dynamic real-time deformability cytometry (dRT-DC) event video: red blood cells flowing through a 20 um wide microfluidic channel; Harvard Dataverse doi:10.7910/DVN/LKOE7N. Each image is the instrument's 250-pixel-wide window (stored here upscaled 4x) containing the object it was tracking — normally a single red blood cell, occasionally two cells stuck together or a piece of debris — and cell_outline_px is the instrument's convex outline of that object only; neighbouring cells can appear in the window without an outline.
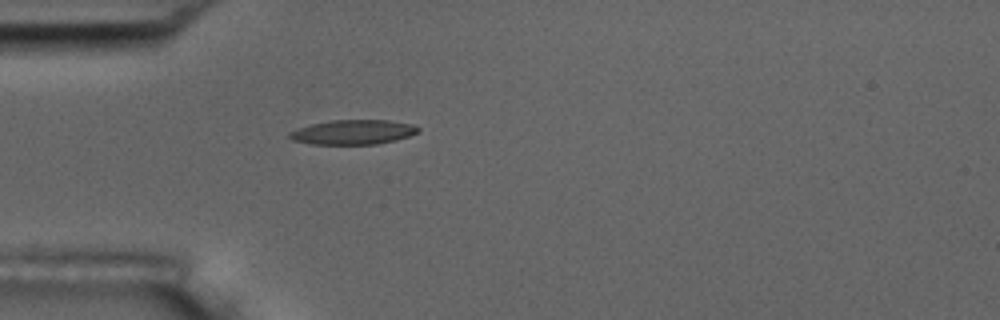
{"species": "common noctule bat (a hibernating species)", "species_latin": "Nyctalus noctula", "temperature_condition": "room temperature", "stored_images_in_passage": 1, "camera_frame_rate_fps": 3000, "um_per_image_px": 0.085, "animal": {"sex": "male", "body_mass_g": 17.5, "forearm_length_mm": 52.3}, "frame": {"image": 1, "passage_image": 1, "time_ms": 0.0, "image_size_px": [1000, 320], "cell_outline_px": [[420, 128], [416, 132], [408, 136], [396, 140], [376, 144], [312, 144], [292, 140], [288, 136], [288, 132], [312, 124], [332, 120], [388, 120], [412, 124]], "centroid_in_image_um": [30.0, 11.23], "position_along_channel_um": 55.0, "area_um2": 18.26}}